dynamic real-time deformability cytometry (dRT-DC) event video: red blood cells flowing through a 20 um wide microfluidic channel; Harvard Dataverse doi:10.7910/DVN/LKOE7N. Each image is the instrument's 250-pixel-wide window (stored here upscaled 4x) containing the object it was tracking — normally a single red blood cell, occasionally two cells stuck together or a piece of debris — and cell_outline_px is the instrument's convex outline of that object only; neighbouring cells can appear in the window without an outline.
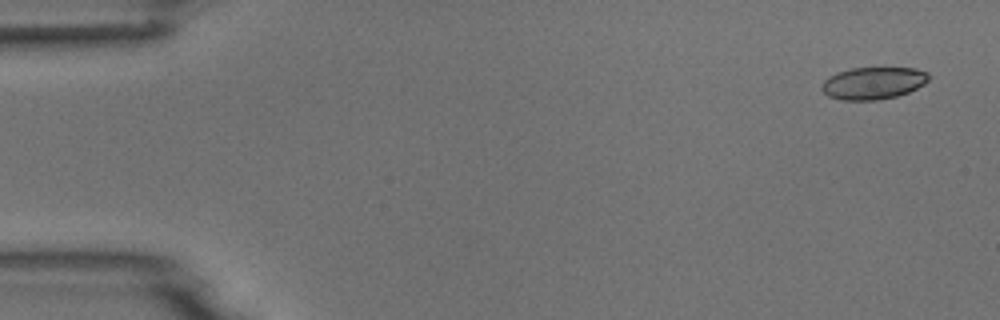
{"species": "common noctule bat (a hibernating species)", "species_latin": "Nyctalus noctula", "temperature_condition": "room temperature", "stored_images_in_passage": 7, "camera_frame_rate_fps": 3000, "um_per_image_px": 0.085, "animal": {"sex": "male", "body_mass_g": 18.8}, "frame": {"image": 1, "passage_image": 1, "time_ms": 0.0, "image_size_px": [1000, 320], "cell_outline_px": [[928, 80], [924, 84], [908, 92], [896, 96], [876, 100], [844, 100], [828, 96], [820, 88], [820, 84], [828, 76], [836, 72], [852, 68], [916, 68], [928, 72]], "centroid_in_image_um": [74.19, 7.06], "position_along_channel_um": 10.8, "area_um2": 20.11}}
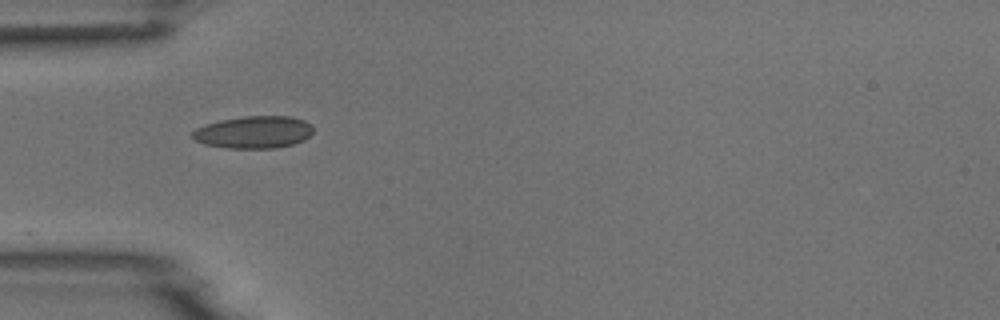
{"frame": {"image": 2, "passage_image": 5, "time_ms": 4.667, "image_size_px": [1000, 320], "cell_outline_px": [[312, 132], [304, 140], [292, 144], [276, 148], [224, 148], [204, 144], [196, 140], [192, 136], [192, 132], [196, 128], [204, 124], [220, 120], [244, 116], [292, 116], [304, 120], [312, 124]], "centroid_in_image_um": [21.56, 11.23], "position_along_channel_um": 63.4, "area_um2": 22.83}}